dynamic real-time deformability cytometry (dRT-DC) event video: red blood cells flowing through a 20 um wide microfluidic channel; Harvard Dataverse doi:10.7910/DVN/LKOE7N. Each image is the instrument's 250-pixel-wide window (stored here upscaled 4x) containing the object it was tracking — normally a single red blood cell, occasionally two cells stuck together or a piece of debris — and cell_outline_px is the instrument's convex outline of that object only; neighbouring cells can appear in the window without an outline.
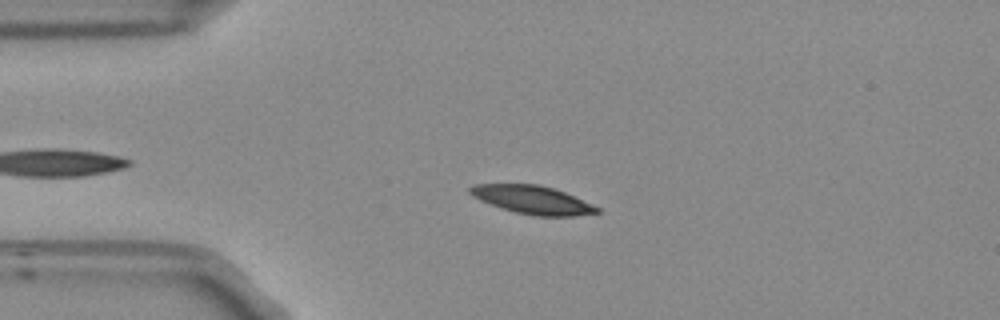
{"species": "Egyptian fruit bat (a non-hibernating species)", "species_latin": "Rousettus aegyptiacus", "temperature_condition": "room temperature", "stored_images_in_passage": 43, "camera_frame_rate_fps": 3000, "um_per_image_px": 0.085, "frame": {"image": 1, "passage_image": 12, "time_ms": 3.667, "image_size_px": [1000, 320], "cell_outline_px": [[600, 212], [576, 216], [536, 216], [516, 212], [480, 200], [472, 196], [468, 192], [468, 188], [476, 184], [540, 184], [564, 192], [600, 208]], "centroid_in_image_um": [45.25, 16.98], "position_along_channel_um": 39.7, "area_um2": 20.63}}
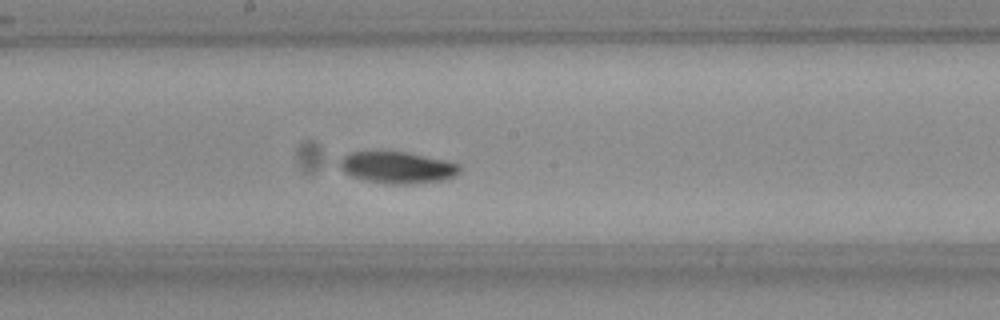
{"frame": {"image": 2, "passage_image": 28, "time_ms": 9.0, "image_size_px": [1000, 320], "cell_outline_px": [[460, 172], [456, 176], [448, 180], [416, 184], [388, 184], [368, 180], [352, 176], [344, 172], [340, 168], [340, 160], [344, 156], [352, 152], [404, 152], [444, 160], [460, 164]], "centroid_in_image_um": [33.84, 14.26], "position_along_channel_um": 214.4, "area_um2": 22.08}}
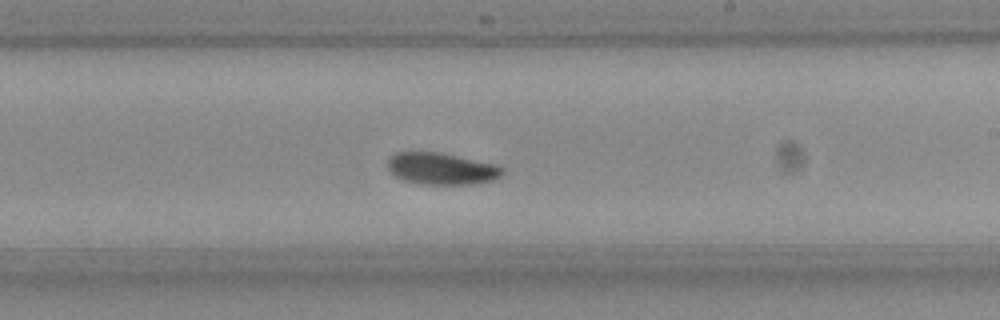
{"frame": {"image": 3, "passage_image": 31, "time_ms": 10.0, "image_size_px": [1000, 320], "cell_outline_px": [[504, 172], [500, 176], [492, 180], [472, 184], [424, 184], [404, 180], [388, 172], [388, 156], [396, 152], [440, 152], [492, 164], [504, 168]], "centroid_in_image_um": [37.47, 14.33], "position_along_channel_um": 251.5, "area_um2": 21.1}, "authors_computed_cell_mechanics": {"area_um2": 21.2704, "velocity_mm_per_s": 3.7214, "shape_relaxation_time_tau1_ms": 2.9317, "shape_relaxation_time_tau2_ms": null, "deformation_change_tau1": 0.0991, "deformation_change_tau2": null}}